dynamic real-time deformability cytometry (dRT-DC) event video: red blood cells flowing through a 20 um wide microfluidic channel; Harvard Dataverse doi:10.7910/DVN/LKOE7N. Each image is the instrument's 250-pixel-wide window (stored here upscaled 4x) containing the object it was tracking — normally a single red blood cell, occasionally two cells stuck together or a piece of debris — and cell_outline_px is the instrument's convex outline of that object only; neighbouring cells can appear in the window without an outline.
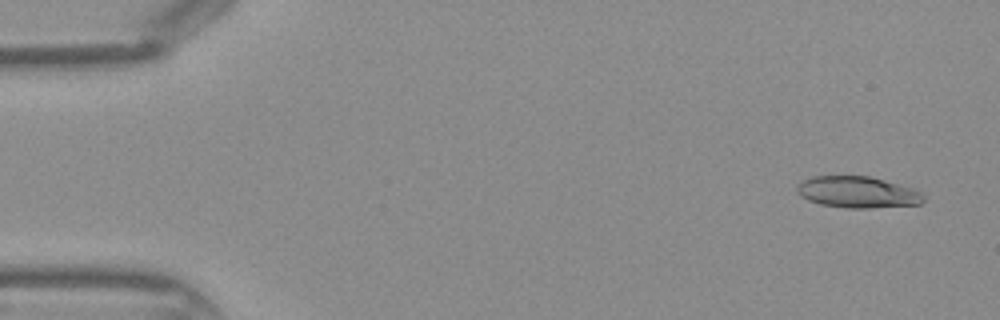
{"species": "Egyptian fruit bat (a non-hibernating species)", "species_latin": "Rousettus aegyptiacus", "temperature_condition": "warm", "stored_images_in_passage": 44, "camera_frame_rate_fps": 3000, "um_per_image_px": 0.085, "frame": {"image": 1, "passage_image": 3, "time_ms": 0.667, "image_size_px": [1000, 320], "cell_outline_px": [[924, 200], [920, 204], [868, 208], [844, 208], [820, 204], [808, 200], [800, 196], [796, 192], [796, 184], [800, 180], [812, 176], [868, 176], [884, 180], [912, 188], [920, 192], [924, 196]], "centroid_in_image_um": [72.82, 16.33], "position_along_channel_um": 12.2, "area_um2": 23.29}}
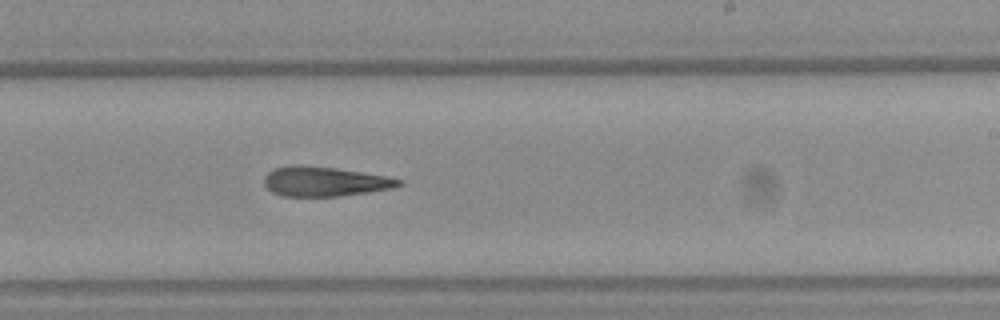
{"frame": {"image": 2, "passage_image": 27, "time_ms": 8.667, "image_size_px": [1000, 320], "cell_outline_px": [[404, 184], [392, 188], [368, 192], [340, 196], [280, 196], [272, 192], [264, 184], [264, 176], [268, 172], [276, 168], [292, 164], [300, 164], [336, 168], [384, 176], [400, 180]], "centroid_in_image_um": [27.54, 15.42], "position_along_channel_um": 261.5, "area_um2": 23.18}}
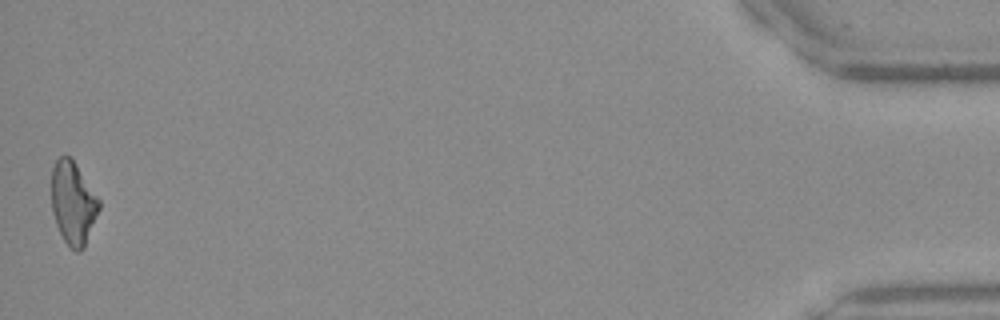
{"frame": {"image": 3, "passage_image": 44, "time_ms": 14.333, "image_size_px": [1000, 320], "cell_outline_px": [[100, 208], [84, 248], [80, 252], [76, 252], [64, 240], [56, 224], [52, 212], [52, 168], [56, 160], [60, 156], [68, 156], [76, 164], [100, 200]], "centroid_in_image_um": [6.21, 17.27], "position_along_channel_um": 429.0, "area_um2": 22.77}}